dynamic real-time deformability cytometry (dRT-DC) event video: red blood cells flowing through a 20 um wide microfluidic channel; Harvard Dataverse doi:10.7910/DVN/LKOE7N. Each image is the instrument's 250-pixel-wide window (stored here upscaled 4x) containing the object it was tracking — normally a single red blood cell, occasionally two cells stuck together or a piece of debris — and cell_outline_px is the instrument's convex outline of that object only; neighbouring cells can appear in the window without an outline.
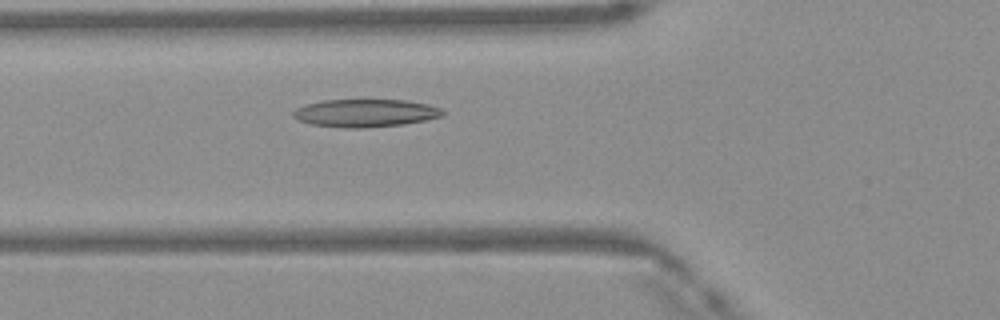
{"species": "Egyptian fruit bat (a non-hibernating species)", "species_latin": "Rousettus aegyptiacus", "temperature_condition": "warm", "stored_images_in_passage": 32, "camera_frame_rate_fps": 3000, "um_per_image_px": 0.085, "frame": {"image": 1, "passage_image": 5, "time_ms": 1.333, "image_size_px": [1000, 320], "cell_outline_px": [[448, 112], [444, 116], [404, 124], [360, 128], [344, 128], [312, 124], [300, 120], [292, 116], [292, 112], [296, 108], [308, 104], [324, 100], [408, 100], [428, 104], [440, 108]], "centroid_in_image_um": [31.11, 9.6], "position_along_channel_um": 94.7, "area_um2": 24.22}}
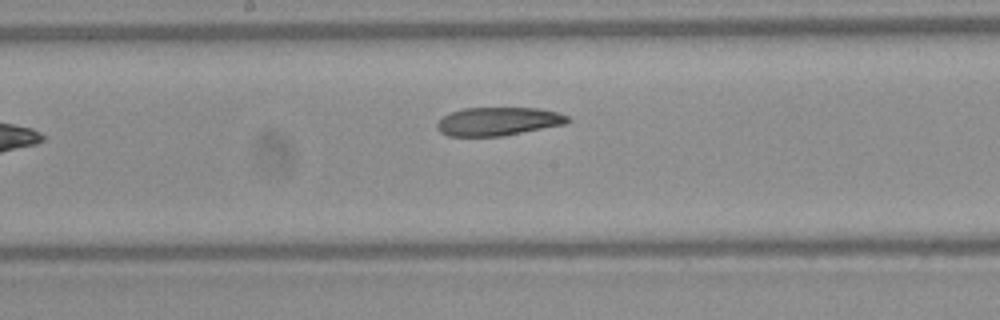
{"frame": {"image": 2, "passage_image": 13, "time_ms": 4.0, "image_size_px": [1000, 320], "cell_outline_px": [[572, 120], [564, 124], [500, 136], [448, 136], [440, 132], [436, 128], [436, 124], [444, 116], [452, 112], [464, 108], [536, 108], [556, 112], [568, 116]], "centroid_in_image_um": [42.32, 10.32], "position_along_channel_um": 205.9, "area_um2": 21.33}}
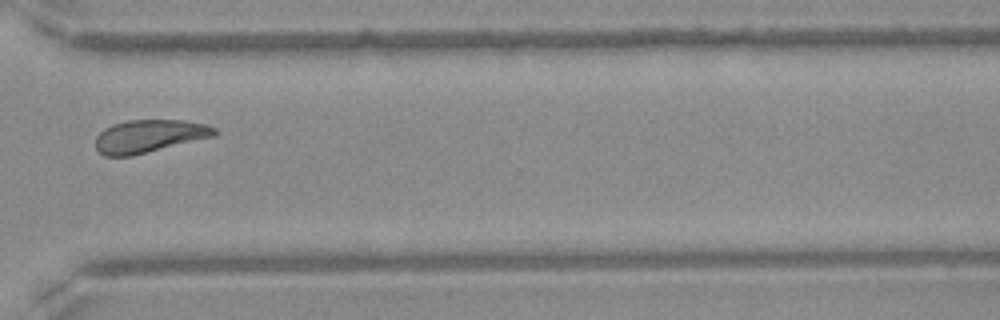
{"frame": {"image": 3, "passage_image": 24, "time_ms": 7.667, "image_size_px": [1000, 320], "cell_outline_px": [[220, 132], [216, 136], [132, 156], [104, 156], [96, 148], [96, 136], [104, 128], [112, 124], [128, 120], [184, 120], [208, 124], [216, 128]], "centroid_in_image_um": [12.73, 11.56], "position_along_channel_um": 357.9, "area_um2": 23.06}, "authors_computed_cell_mechanics": {"area_um2": 22.6865, "velocity_mm_per_s": 4.143, "shape_relaxation_time_tau1_ms": null, "shape_relaxation_time_tau2_ms": 6.6229, "deformation_change_tau1": null, "deformation_change_tau2": 0.1461}}